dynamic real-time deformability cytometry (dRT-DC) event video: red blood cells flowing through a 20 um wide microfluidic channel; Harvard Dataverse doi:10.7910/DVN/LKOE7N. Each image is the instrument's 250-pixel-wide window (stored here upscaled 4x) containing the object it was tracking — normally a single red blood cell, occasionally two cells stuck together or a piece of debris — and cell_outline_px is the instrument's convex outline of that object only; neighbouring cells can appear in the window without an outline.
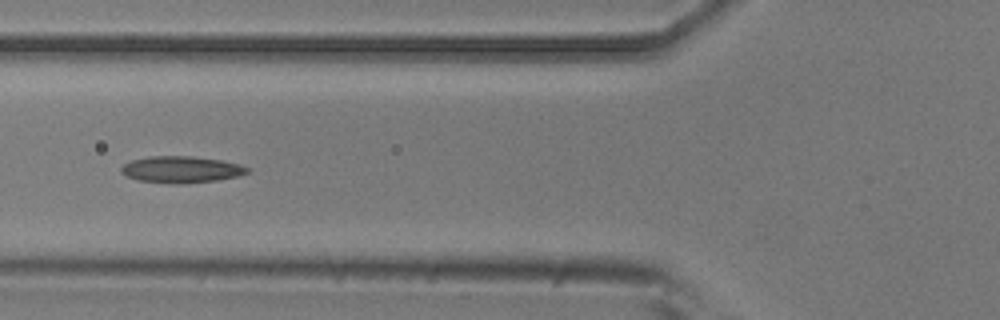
{"species": "common noctule bat (a hibernating species)", "species_latin": "Nyctalus noctula", "temperature_condition": "room temperature", "stored_images_in_passage": 10, "camera_frame_rate_fps": 3000, "um_per_image_px": 0.085, "animal": {"sex": "male", "body_mass_g": 20.5, "forearm_length_mm": 52.5}, "frame": {"image": 1, "passage_image": 5, "time_ms": 4.333, "image_size_px": [1000, 320], "cell_outline_px": [[248, 172], [236, 176], [216, 180], [140, 180], [128, 176], [120, 172], [120, 168], [124, 164], [132, 160], [148, 156], [192, 156], [220, 160], [240, 164], [248, 168]], "centroid_in_image_um": [15.4, 14.33], "position_along_channel_um": 110.4, "area_um2": 18.15}}
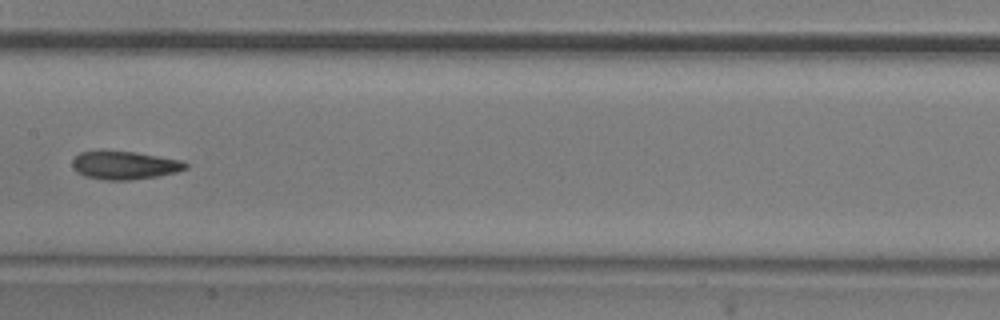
{"frame": {"image": 2, "passage_image": 7, "time_ms": 6.667, "image_size_px": [1000, 320], "cell_outline_px": [[188, 168], [176, 172], [156, 176], [128, 180], [108, 180], [84, 176], [76, 172], [72, 168], [72, 160], [80, 152], [136, 152], [180, 160], [188, 164]], "centroid_in_image_um": [10.58, 14.06], "position_along_channel_um": 196.8, "area_um2": 18.26}}
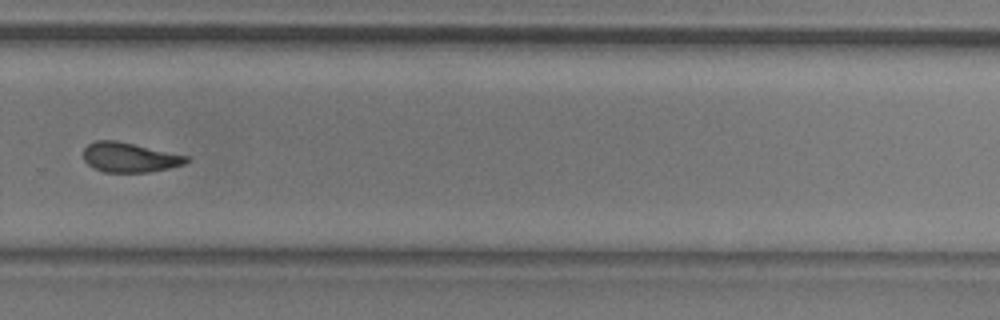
{"frame": {"image": 3, "passage_image": 10, "time_ms": 10.0, "image_size_px": [1000, 320], "cell_outline_px": [[192, 160], [184, 164], [168, 168], [148, 172], [104, 172], [88, 164], [84, 160], [84, 148], [88, 144], [96, 140], [116, 140], [188, 156]], "centroid_in_image_um": [11.02, 13.37], "position_along_channel_um": 318.8, "area_um2": 17.69}}